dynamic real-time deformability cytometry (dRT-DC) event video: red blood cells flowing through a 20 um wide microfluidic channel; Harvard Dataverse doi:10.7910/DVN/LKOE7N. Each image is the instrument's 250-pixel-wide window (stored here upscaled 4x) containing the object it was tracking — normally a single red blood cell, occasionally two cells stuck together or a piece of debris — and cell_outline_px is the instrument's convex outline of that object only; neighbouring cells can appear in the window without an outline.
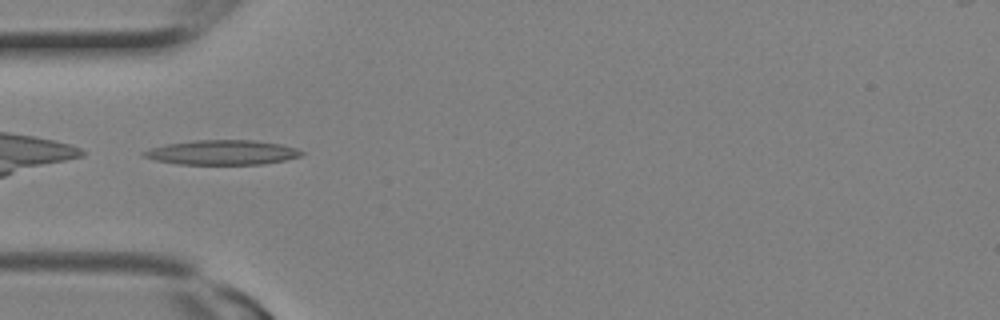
{"species": "Egyptian fruit bat (a non-hibernating species)", "species_latin": "Rousettus aegyptiacus", "temperature_condition": "room temperature", "stored_images_in_passage": 6, "camera_frame_rate_fps": 3000, "um_per_image_px": 0.085, "animal": {"sex": "female"}, "frame": {"image": 1, "passage_image": 5, "time_ms": 1.333, "image_size_px": [1000, 320], "cell_outline_px": [[304, 152], [300, 156], [284, 160], [264, 164], [176, 164], [156, 160], [144, 156], [140, 152], [152, 148], [168, 144], [196, 140], [252, 140], [280, 144], [296, 148]], "centroid_in_image_um": [18.89, 12.96], "position_along_channel_um": 66.1, "area_um2": 22.43}}